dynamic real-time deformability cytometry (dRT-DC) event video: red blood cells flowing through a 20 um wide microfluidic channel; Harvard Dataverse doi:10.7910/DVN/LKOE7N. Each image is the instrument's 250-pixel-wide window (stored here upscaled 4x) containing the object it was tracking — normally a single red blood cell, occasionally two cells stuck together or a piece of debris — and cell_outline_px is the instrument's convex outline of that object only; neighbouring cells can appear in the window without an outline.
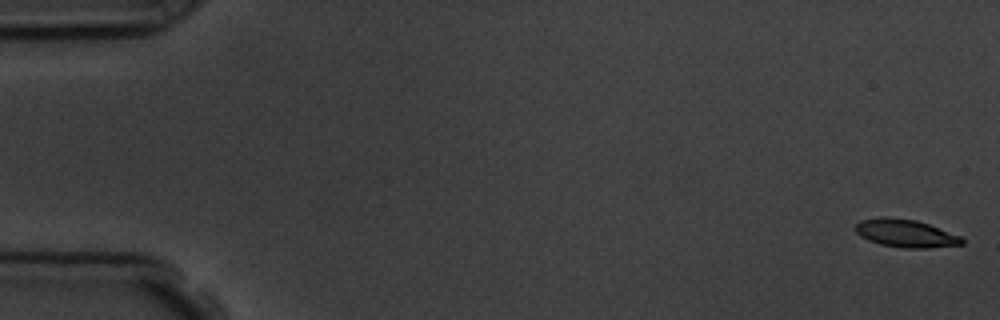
{"species": "common noctule bat (a hibernating species)", "species_latin": "Nyctalus noctula", "temperature_condition": "room temperature", "stored_images_in_passage": 6, "camera_frame_rate_fps": 3000, "um_per_image_px": 0.085, "animal": {"sex": "male", "body_mass_g": 19.5, "forearm_length_mm": 54.6}, "frame": {"image": 1, "passage_image": 1, "time_ms": 0.0, "image_size_px": [1000, 320], "cell_outline_px": [[964, 244], [928, 248], [904, 248], [880, 244], [868, 240], [860, 236], [856, 232], [856, 224], [860, 220], [880, 216], [888, 216], [916, 220], [928, 224], [960, 236], [964, 240]], "centroid_in_image_um": [76.95, 19.82], "position_along_channel_um": 8.0, "area_um2": 17.34}}
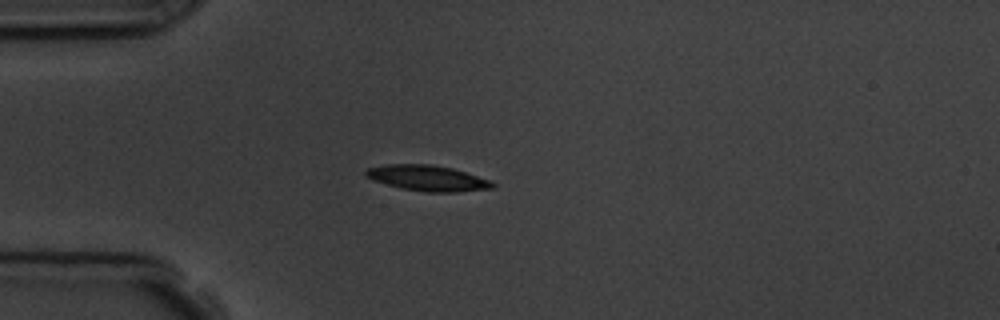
{"frame": {"image": 2, "passage_image": 5, "time_ms": 4.667, "image_size_px": [1000, 320], "cell_outline_px": [[496, 188], [456, 192], [428, 192], [400, 188], [372, 180], [364, 176], [364, 172], [368, 168], [384, 164], [432, 164], [452, 168], [492, 180], [496, 184]], "centroid_in_image_um": [36.36, 15.14], "position_along_channel_um": 48.6, "area_um2": 19.19}}